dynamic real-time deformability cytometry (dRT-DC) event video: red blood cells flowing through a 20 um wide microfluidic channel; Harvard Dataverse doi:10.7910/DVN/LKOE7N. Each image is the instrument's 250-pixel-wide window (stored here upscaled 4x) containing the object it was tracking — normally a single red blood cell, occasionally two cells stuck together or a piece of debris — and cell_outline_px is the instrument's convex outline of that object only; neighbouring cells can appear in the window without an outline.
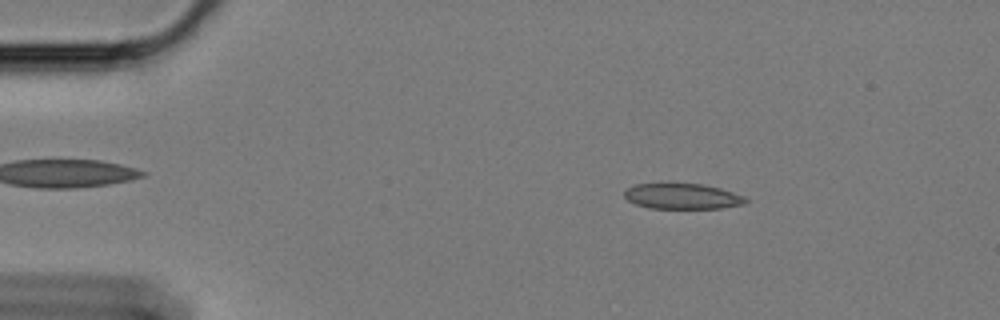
{"species": "Egyptian fruit bat (a non-hibernating species)", "species_latin": "Rousettus aegyptiacus", "temperature_condition": "cold", "stored_images_in_passage": 58, "camera_frame_rate_fps": 3000, "um_per_image_px": 0.085, "animal": {"sex": "female"}, "frame": {"image": 1, "passage_image": 9, "time_ms": 2.667, "image_size_px": [1000, 320], "cell_outline_px": [[748, 200], [744, 204], [720, 208], [648, 208], [636, 204], [628, 200], [624, 196], [624, 188], [636, 184], [704, 184], [720, 188], [744, 196]], "centroid_in_image_um": [57.97, 16.68], "position_along_channel_um": 27.0, "area_um2": 17.98}}
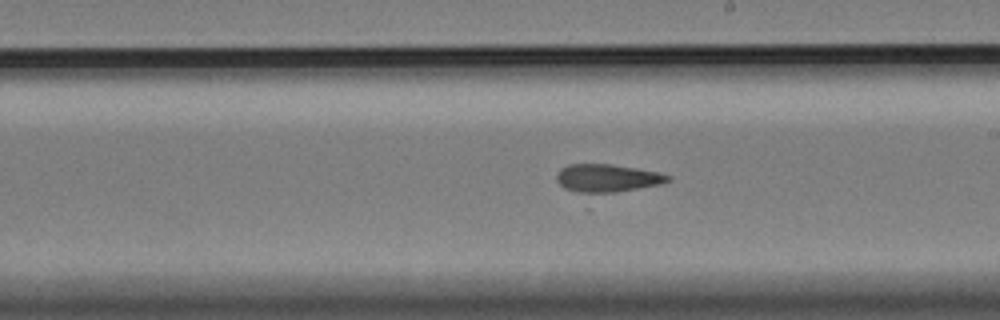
{"frame": {"image": 2, "passage_image": 33, "time_ms": 10.667, "image_size_px": [1000, 320], "cell_outline_px": [[672, 180], [588, 208], [564, 188], [556, 180], [556, 176], [560, 168], [568, 164], [612, 164], [660, 172], [672, 176]], "centroid_in_image_um": [51.53, 15.44], "position_along_channel_um": 237.5, "area_um2": 22.66}}
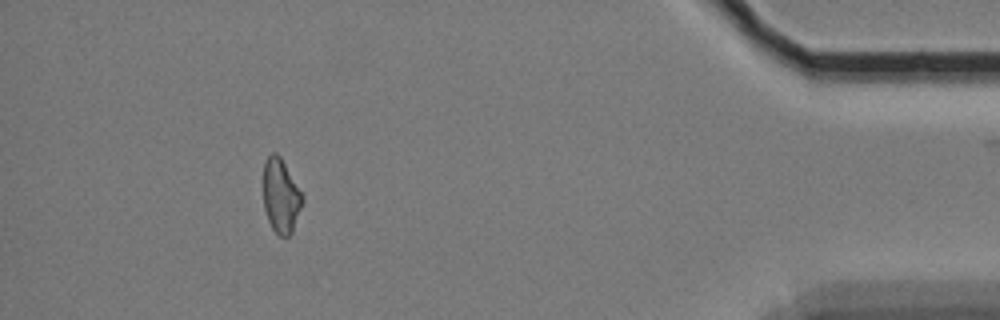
{"frame": {"image": 3, "passage_image": 53, "time_ms": 17.333, "image_size_px": [1000, 320], "cell_outline_px": [[304, 200], [292, 232], [288, 236], [280, 236], [272, 228], [268, 220], [264, 208], [264, 160], [272, 152], [276, 152], [280, 156], [304, 196]], "centroid_in_image_um": [23.88, 16.64], "position_along_channel_um": 411.3, "area_um2": 16.82}, "authors_computed_cell_mechanics": {"area_um2": 18.6116, "velocity_mm_per_s": 3.4131, "shape_relaxation_time_tau1_ms": 5.1297, "shape_relaxation_time_tau2_ms": 3.2421, "deformation_change_tau1": 0.1246, "deformation_change_tau2": 0.1246}}